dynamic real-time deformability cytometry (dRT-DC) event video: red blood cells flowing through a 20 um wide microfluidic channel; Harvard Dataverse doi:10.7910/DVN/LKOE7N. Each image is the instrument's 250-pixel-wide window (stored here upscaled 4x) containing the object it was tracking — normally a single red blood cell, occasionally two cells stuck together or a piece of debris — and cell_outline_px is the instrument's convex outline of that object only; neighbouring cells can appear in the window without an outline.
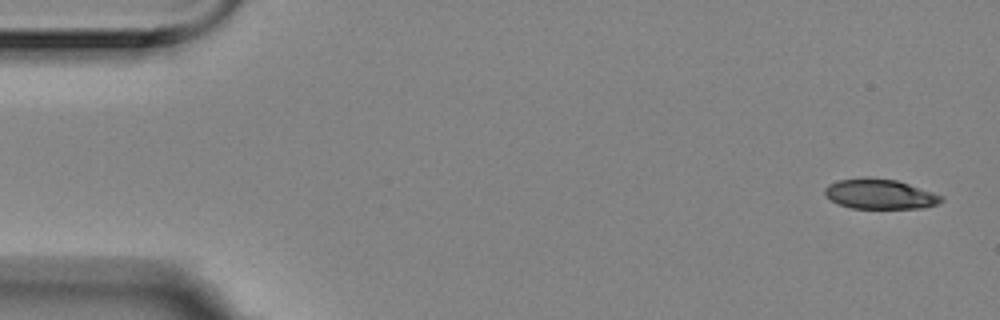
{"species": "Egyptian fruit bat (a non-hibernating species)", "species_latin": "Rousettus aegyptiacus", "temperature_condition": "room temperature", "stored_images_in_passage": 5, "camera_frame_rate_fps": 3000, "um_per_image_px": 0.085, "animal": {"sex": "female"}, "frame": {"image": 1, "passage_image": 1, "time_ms": 0.0, "image_size_px": [1000, 320], "cell_outline_px": [[944, 200], [936, 204], [924, 208], [852, 208], [840, 204], [832, 200], [824, 192], [824, 188], [828, 184], [836, 180], [864, 176], [868, 176], [896, 180], [944, 196]], "centroid_in_image_um": [74.78, 16.47], "position_along_channel_um": 10.2, "area_um2": 20.4}}
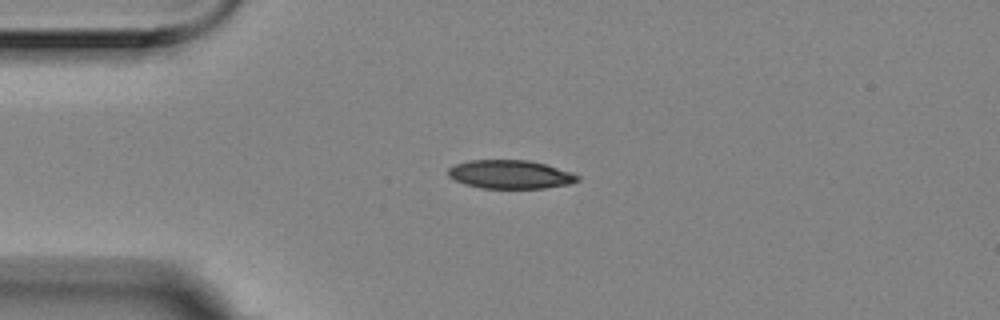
{"frame": {"image": 2, "passage_image": 4, "time_ms": 1.0, "image_size_px": [1000, 320], "cell_outline_px": [[580, 180], [572, 184], [544, 188], [480, 188], [464, 184], [448, 176], [448, 168], [456, 164], [468, 160], [528, 160], [544, 164], [572, 172], [580, 176]], "centroid_in_image_um": [43.39, 14.83], "position_along_channel_um": 41.6, "area_um2": 21.62}}